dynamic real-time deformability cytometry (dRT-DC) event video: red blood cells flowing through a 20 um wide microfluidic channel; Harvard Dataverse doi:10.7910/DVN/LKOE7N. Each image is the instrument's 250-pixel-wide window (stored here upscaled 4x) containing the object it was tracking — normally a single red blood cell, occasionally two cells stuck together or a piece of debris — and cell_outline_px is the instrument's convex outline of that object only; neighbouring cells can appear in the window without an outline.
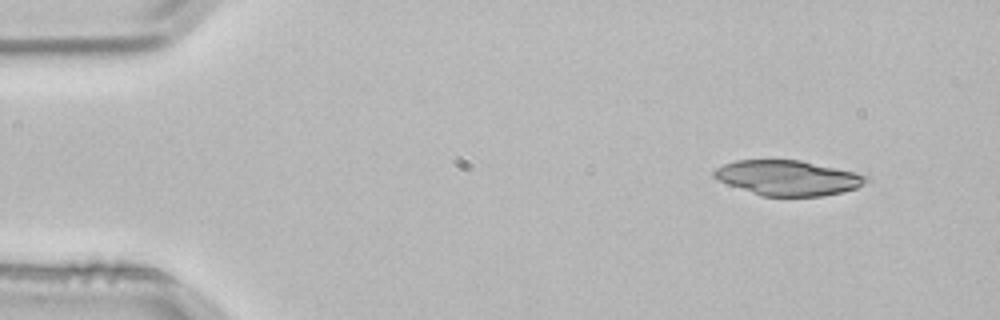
{"species": "common noctule bat (a hibernating species)", "species_latin": "Nyctalus noctula", "temperature_condition": "room temperature", "stored_images_in_passage": 2, "camera_frame_rate_fps": 3000, "um_per_image_px": 0.085, "animal": {"sex": "male", "body_mass_g": 21.5, "forearm_length_mm": 52.0}, "frame": {"image": 1, "passage_image": 1, "time_ms": 0.0, "image_size_px": [1000, 320], "cell_outline_px": [[872, 180], [856, 188], [840, 192], [820, 196], [760, 196], [728, 184], [712, 176], [712, 172], [716, 168], [724, 164], [736, 160], [800, 160], [856, 172], [868, 176]], "centroid_in_image_um": [66.99, 15.12], "position_along_channel_um": 18.0, "area_um2": 31.04}}